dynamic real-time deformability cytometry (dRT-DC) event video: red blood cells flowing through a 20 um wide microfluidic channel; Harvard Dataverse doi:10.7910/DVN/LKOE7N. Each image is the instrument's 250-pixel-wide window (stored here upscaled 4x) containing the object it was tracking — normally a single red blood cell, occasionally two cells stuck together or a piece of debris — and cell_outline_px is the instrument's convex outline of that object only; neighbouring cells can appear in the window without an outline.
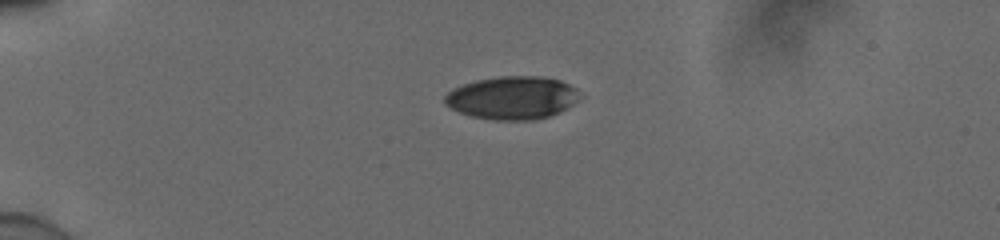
{"species": "human", "species_latin": "Homo sapiens", "temperature_condition": "cold", "stored_images_in_passage": 34, "camera_frame_rate_fps": 3000, "um_per_image_px": 0.085, "donor": {"sex": "male"}, "frame": {"image": 1, "passage_image": 1, "time_ms": 0.0, "image_size_px": [1000, 240], "cell_outline_px": [[584, 96], [560, 112], [536, 120], [488, 120], [472, 116], [460, 112], [444, 104], [444, 96], [452, 88], [476, 80], [500, 76], [540, 76], [560, 80], [576, 88]], "centroid_in_image_um": [43.56, 8.31], "position_along_channel_um": 41.4, "area_um2": 34.1}}
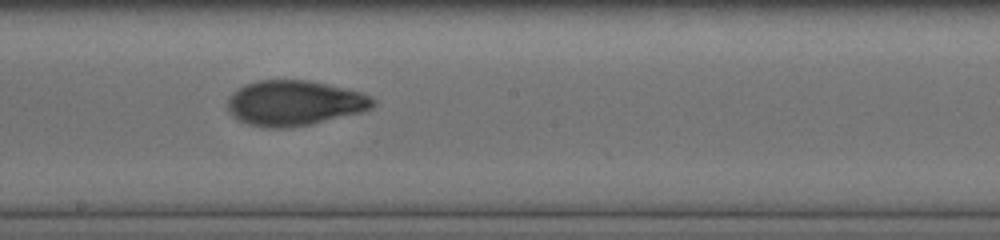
{"frame": {"image": 2, "passage_image": 19, "time_ms": 6.0, "image_size_px": [1000, 240], "cell_outline_px": [[376, 104], [372, 108], [360, 112], [312, 124], [288, 128], [264, 128], [248, 124], [236, 120], [228, 112], [228, 96], [232, 92], [244, 84], [260, 80], [308, 80], [360, 92], [372, 96], [376, 100]], "centroid_in_image_um": [24.99, 8.77], "position_along_channel_um": 223.2, "area_um2": 38.55}}
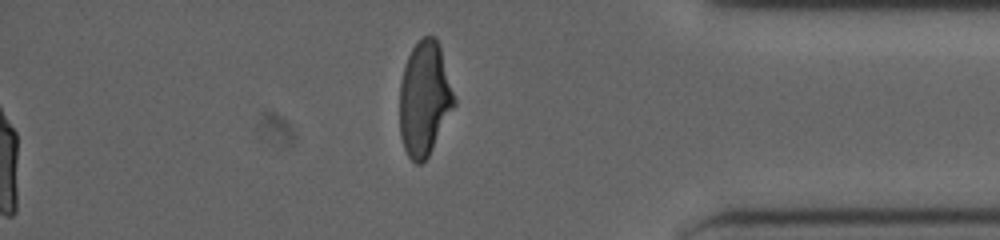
{"frame": {"image": 3, "passage_image": 34, "time_ms": 11.0, "image_size_px": [1000, 240], "cell_outline_px": [[456, 104], [428, 156], [420, 164], [416, 164], [408, 156], [404, 148], [400, 136], [400, 84], [404, 68], [408, 56], [412, 48], [424, 36], [436, 36], [440, 44], [456, 100]], "centroid_in_image_um": [36.09, 8.38], "position_along_channel_um": 399.1, "area_um2": 36.3}, "authors_computed_cell_mechanics": {"area_um2": 37.6567, "velocity_mm_per_s": 3.9129, "shape_relaxation_time_tau1_ms": 5.1057, "shape_relaxation_time_tau2_ms": 1.4892, "deformation_change_tau1": 0.1768, "deformation_change_tau2": 0.0676}}